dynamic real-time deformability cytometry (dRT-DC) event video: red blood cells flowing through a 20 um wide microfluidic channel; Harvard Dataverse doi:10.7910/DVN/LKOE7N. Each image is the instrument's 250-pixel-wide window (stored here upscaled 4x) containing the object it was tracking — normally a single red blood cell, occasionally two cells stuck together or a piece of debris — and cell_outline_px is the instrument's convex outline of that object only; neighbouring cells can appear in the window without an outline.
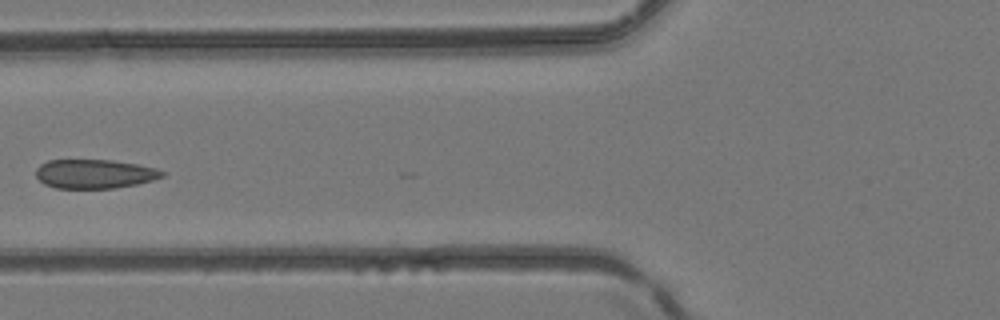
{"species": "common noctule bat (a hibernating species)", "species_latin": "Nyctalus noctula", "temperature_condition": "room temperature", "stored_images_in_passage": 3, "camera_frame_rate_fps": 3000, "um_per_image_px": 0.085, "animal": {"sex": "female", "body_mass_g": 24.6, "forearm_length_mm": 56.2}, "frame": {"image": 1, "passage_image": 3, "time_ms": 0.667, "image_size_px": [1000, 320], "cell_outline_px": [[168, 172], [164, 176], [152, 180], [136, 184], [112, 188], [56, 188], [44, 184], [36, 176], [36, 168], [40, 164], [48, 160], [112, 160], [136, 164], [156, 168]], "centroid_in_image_um": [8.04, 14.77], "position_along_channel_um": 117.8, "area_um2": 21.39}}